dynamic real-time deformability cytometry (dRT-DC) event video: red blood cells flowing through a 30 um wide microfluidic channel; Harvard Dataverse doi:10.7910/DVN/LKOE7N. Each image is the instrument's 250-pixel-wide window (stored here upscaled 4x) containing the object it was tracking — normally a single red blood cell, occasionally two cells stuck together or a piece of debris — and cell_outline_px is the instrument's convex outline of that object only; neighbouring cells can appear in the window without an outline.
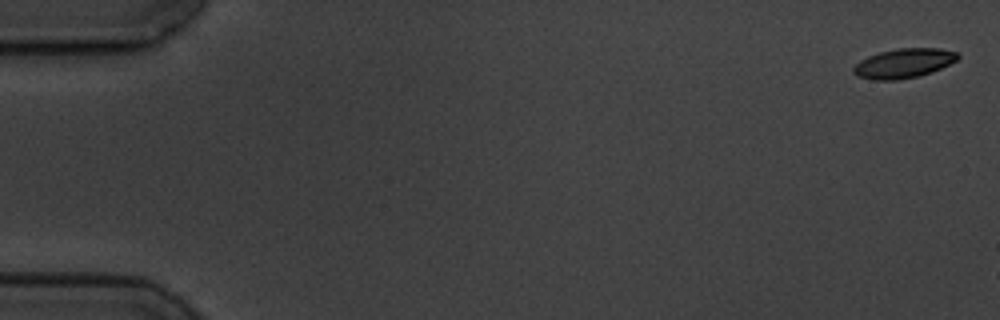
{"species": "common noctule bat (a hibernating species)", "species_latin": "Nyctalus noctula", "temperature_condition": "cold", "stored_images_in_passage": 5, "camera_frame_rate_fps": 3000, "um_per_image_px": 0.085, "animal": {"sex": "male", "body_mass_g": 19.5, "forearm_length_mm": 54.6}, "frame": {"image": 1, "passage_image": 1, "time_ms": 0.0, "image_size_px": [1000, 320], "cell_outline_px": [[960, 56], [956, 60], [932, 72], [920, 76], [896, 80], [876, 80], [856, 76], [852, 72], [852, 68], [860, 60], [868, 56], [880, 52], [896, 48], [940, 48], [956, 52]], "centroid_in_image_um": [76.79, 5.38], "position_along_channel_um": 8.2, "area_um2": 17.92}}